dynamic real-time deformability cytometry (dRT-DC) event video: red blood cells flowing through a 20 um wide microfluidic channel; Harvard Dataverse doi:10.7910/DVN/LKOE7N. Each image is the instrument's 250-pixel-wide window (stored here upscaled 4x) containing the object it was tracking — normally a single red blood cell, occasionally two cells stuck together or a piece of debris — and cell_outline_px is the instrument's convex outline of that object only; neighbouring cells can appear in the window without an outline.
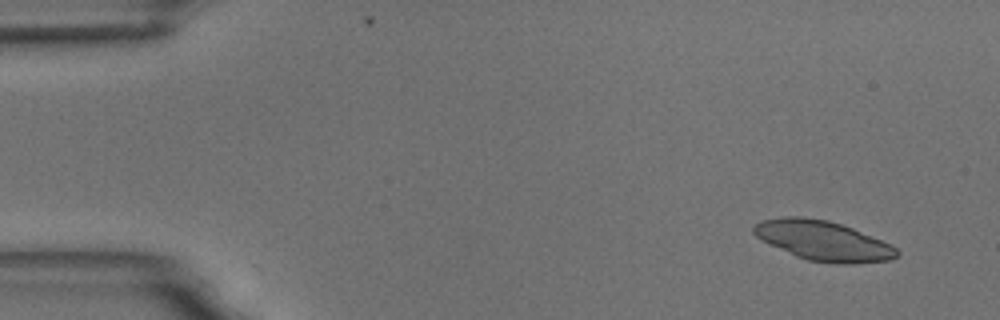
{"species": "common noctule bat (a hibernating species)", "species_latin": "Nyctalus noctula", "temperature_condition": "room temperature", "stored_images_in_passage": 5, "camera_frame_rate_fps": 3000, "um_per_image_px": 0.085, "animal": {"sex": "male", "body_mass_g": 18.8}, "frame": {"image": 1, "passage_image": 1, "time_ms": 0.0, "image_size_px": [1000, 320], "cell_outline_px": [[900, 256], [892, 260], [856, 264], [836, 264], [808, 260], [796, 256], [756, 236], [752, 232], [752, 228], [756, 224], [764, 220], [784, 216], [804, 216], [828, 220], [852, 228], [892, 244], [900, 252]], "centroid_in_image_um": [70.04, 20.47], "position_along_channel_um": 15.0, "area_um2": 33.18}}